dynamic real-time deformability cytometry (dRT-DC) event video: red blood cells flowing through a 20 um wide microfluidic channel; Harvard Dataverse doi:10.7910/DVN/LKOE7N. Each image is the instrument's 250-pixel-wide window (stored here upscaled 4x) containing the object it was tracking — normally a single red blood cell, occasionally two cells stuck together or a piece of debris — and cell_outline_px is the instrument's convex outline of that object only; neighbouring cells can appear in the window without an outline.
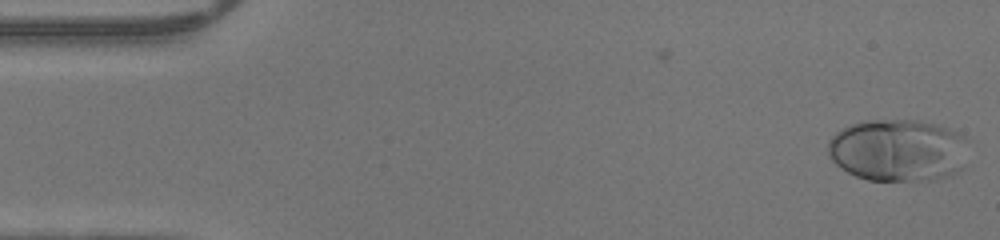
{"species": "human", "species_latin": "Homo sapiens", "temperature_condition": "warm", "stored_images_in_passage": 47, "camera_frame_rate_fps": 3000, "um_per_image_px": 0.085, "donor": {"sex": "male"}, "frame": {"image": 1, "passage_image": 1, "time_ms": 0.0, "image_size_px": [1000, 240], "cell_outline_px": [[968, 140], [960, 168], [956, 172], [932, 180], [868, 180], [856, 176], [840, 168], [832, 160], [828, 152], [828, 140], [836, 132], [852, 124], [864, 120], [916, 120], [936, 124], [948, 128], [964, 136]], "centroid_in_image_um": [76.29, 12.76], "position_along_channel_um": 8.7, "area_um2": 50.75}}
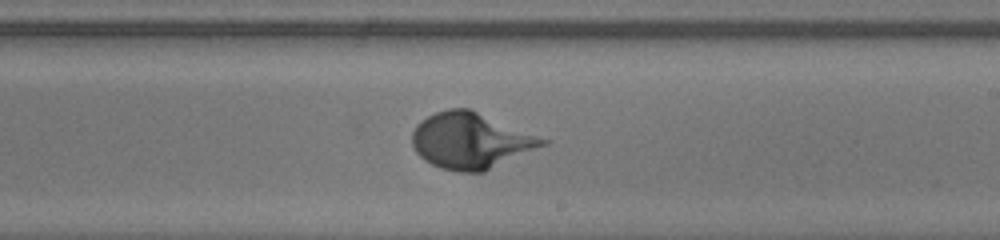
{"frame": {"image": 2, "passage_image": 27, "time_ms": 8.667, "image_size_px": [1000, 240], "cell_outline_px": [[548, 144], [484, 172], [456, 172], [440, 168], [424, 160], [416, 152], [412, 144], [412, 132], [416, 124], [428, 116], [436, 112], [448, 108], [468, 108], [548, 140]], "centroid_in_image_um": [39.98, 11.97], "position_along_channel_um": 249.0, "area_um2": 42.25}}
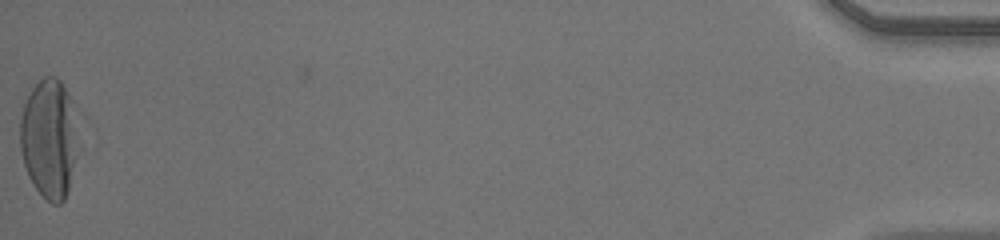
{"frame": {"image": 3, "passage_image": 47, "time_ms": 15.333, "image_size_px": [1000, 240], "cell_outline_px": [[80, 148], [68, 188], [64, 200], [60, 204], [52, 204], [32, 184], [28, 176], [24, 164], [20, 148], [20, 116], [24, 104], [32, 88], [44, 76], [56, 76], [60, 80], [68, 96]], "centroid_in_image_um": [4.16, 11.81], "position_along_channel_um": 431.0, "area_um2": 40.11}}